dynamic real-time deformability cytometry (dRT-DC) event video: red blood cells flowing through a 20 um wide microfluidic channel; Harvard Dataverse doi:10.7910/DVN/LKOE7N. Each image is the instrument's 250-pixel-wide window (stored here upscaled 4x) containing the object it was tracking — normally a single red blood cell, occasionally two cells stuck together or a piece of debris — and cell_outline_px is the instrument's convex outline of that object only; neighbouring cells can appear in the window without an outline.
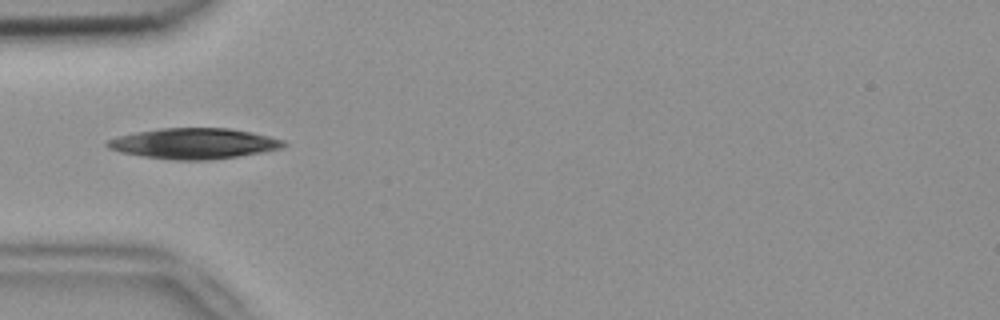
{"species": "common noctule bat (a hibernating species)", "species_latin": "Nyctalus noctula", "temperature_condition": "room temperature", "stored_images_in_passage": 4, "camera_frame_rate_fps": 3000, "um_per_image_px": 0.085, "animal": {"sex": "female", "body_mass_g": 18.4}, "frame": {"image": 1, "passage_image": 4, "time_ms": 1.0, "image_size_px": [1000, 320], "cell_outline_px": [[288, 144], [284, 148], [264, 152], [208, 160], [172, 160], [140, 156], [120, 152], [108, 148], [104, 144], [108, 140], [116, 136], [136, 132], [160, 128], [228, 128], [268, 136], [284, 140]], "centroid_in_image_um": [16.46, 12.2], "position_along_channel_um": 68.5, "area_um2": 31.56}}